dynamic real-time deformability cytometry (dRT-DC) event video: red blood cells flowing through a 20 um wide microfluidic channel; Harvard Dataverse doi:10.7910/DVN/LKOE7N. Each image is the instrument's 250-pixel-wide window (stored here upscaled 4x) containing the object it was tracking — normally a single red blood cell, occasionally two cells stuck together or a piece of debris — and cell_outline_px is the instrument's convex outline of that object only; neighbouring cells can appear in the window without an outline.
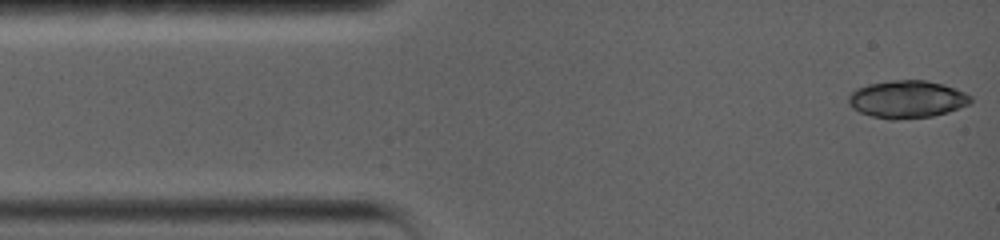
{"species": "common noctule bat (a hibernating species)", "species_latin": "Nyctalus noctula", "temperature_condition": "warm", "stored_images_in_passage": 9, "camera_frame_rate_fps": 5000, "um_per_image_px": 0.085, "animal": {"sex": "female", "body_mass_g": 19.0, "forearm_length_mm": 56.7}, "frame": {"image": 1, "passage_image": 1, "time_ms": 0.0, "image_size_px": [1000, 240], "cell_outline_px": [[972, 100], [968, 104], [948, 112], [932, 116], [896, 120], [888, 120], [872, 116], [860, 112], [852, 108], [848, 104], [848, 96], [856, 88], [868, 84], [892, 80], [924, 80], [944, 84], [964, 92], [972, 96]], "centroid_in_image_um": [77.08, 8.44], "position_along_channel_um": 7.9, "area_um2": 26.82}}